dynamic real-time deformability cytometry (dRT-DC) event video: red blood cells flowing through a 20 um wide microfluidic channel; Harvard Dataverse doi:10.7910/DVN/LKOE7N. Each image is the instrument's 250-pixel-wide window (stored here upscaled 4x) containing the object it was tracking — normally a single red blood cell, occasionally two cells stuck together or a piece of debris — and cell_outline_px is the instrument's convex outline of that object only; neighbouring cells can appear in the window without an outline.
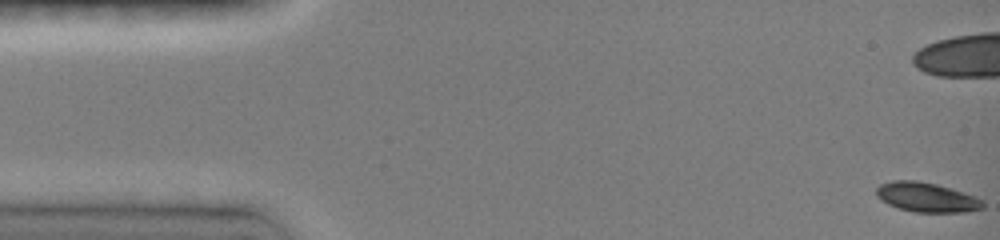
{"species": "common noctule bat (a hibernating species)", "species_latin": "Nyctalus noctula", "temperature_condition": "room temperature", "stored_images_in_passage": 19, "camera_frame_rate_fps": 3000, "um_per_image_px": 0.085, "animal": {"sex": "female", "body_mass_g": 19.0, "forearm_length_mm": 51.5}, "frame": {"image": 1, "passage_image": 1, "time_ms": 0.0, "image_size_px": [1000, 240], "cell_outline_px": [[984, 208], [968, 212], [916, 212], [900, 208], [888, 204], [880, 200], [876, 196], [876, 188], [880, 184], [892, 180], [916, 180], [936, 184], [976, 196], [984, 200]], "centroid_in_image_um": [78.77, 16.77], "position_along_channel_um": 6.2, "area_um2": 18.44}}